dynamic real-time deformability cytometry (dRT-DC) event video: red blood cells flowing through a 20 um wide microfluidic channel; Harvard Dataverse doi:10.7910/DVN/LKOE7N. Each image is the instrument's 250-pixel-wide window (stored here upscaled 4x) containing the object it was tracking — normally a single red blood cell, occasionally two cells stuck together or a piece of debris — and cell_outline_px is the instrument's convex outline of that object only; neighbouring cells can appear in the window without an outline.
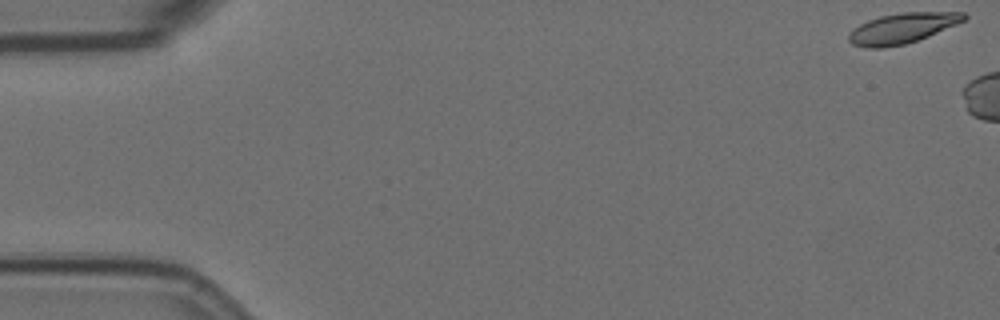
{"species": "Egyptian fruit bat (a non-hibernating species)", "species_latin": "Rousettus aegyptiacus", "temperature_condition": "room temperature", "stored_images_in_passage": 6, "camera_frame_rate_fps": 3000, "um_per_image_px": 0.085, "animal": {"sex": "female"}, "frame": {"image": 1, "passage_image": 1, "time_ms": 0.0, "image_size_px": [1000, 320], "cell_outline_px": [[968, 16], [964, 20], [956, 24], [928, 36], [904, 44], [880, 48], [868, 48], [852, 44], [848, 40], [848, 36], [852, 28], [868, 20], [880, 16], [900, 12], [964, 12]], "centroid_in_image_um": [76.66, 2.39], "position_along_channel_um": 8.3, "area_um2": 20.23}}